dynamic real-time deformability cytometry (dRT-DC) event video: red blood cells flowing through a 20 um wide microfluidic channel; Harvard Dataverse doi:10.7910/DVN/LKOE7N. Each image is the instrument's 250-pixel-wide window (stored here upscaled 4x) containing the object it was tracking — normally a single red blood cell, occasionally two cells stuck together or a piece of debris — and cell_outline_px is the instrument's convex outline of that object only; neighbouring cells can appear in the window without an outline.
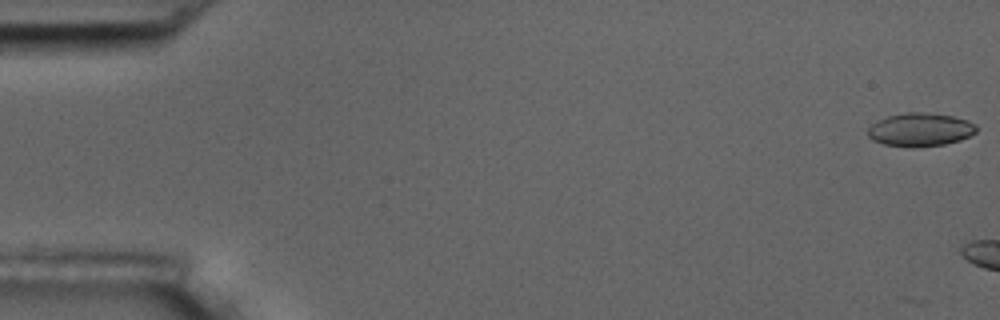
{"species": "common noctule bat (a hibernating species)", "species_latin": "Nyctalus noctula", "temperature_condition": "room temperature", "stored_images_in_passage": 8, "camera_frame_rate_fps": 3000, "um_per_image_px": 0.085, "animal": {"sex": "male", "body_mass_g": 17.5, "forearm_length_mm": 52.3}, "frame": {"image": 1, "passage_image": 1, "time_ms": 0.0, "image_size_px": [1000, 320], "cell_outline_px": [[976, 132], [960, 140], [944, 144], [912, 148], [908, 148], [884, 144], [872, 140], [868, 136], [868, 128], [872, 124], [888, 116], [908, 112], [920, 112], [952, 116], [968, 120], [976, 124]], "centroid_in_image_um": [78.21, 11.03], "position_along_channel_um": 6.8, "area_um2": 21.04}}